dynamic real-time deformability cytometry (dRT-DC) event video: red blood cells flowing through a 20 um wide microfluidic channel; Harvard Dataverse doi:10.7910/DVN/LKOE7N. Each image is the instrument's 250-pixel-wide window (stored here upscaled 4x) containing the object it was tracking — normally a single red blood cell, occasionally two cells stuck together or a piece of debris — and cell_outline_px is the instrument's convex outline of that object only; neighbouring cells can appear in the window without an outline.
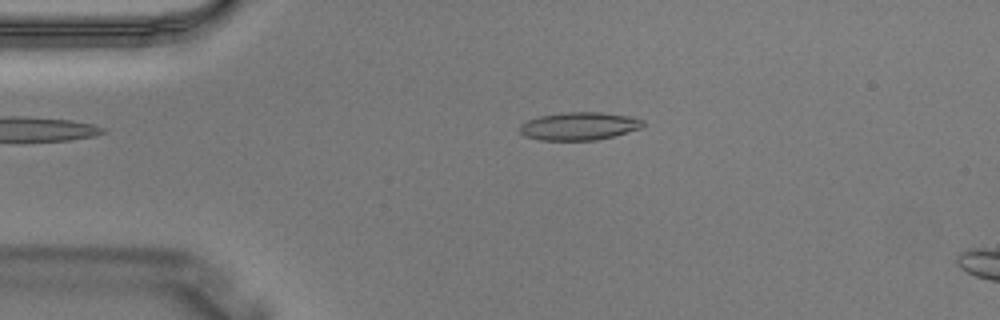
{"species": "Egyptian fruit bat (a non-hibernating species)", "species_latin": "Rousettus aegyptiacus", "temperature_condition": "warm", "stored_images_in_passage": 3, "camera_frame_rate_fps": 3000, "um_per_image_px": 0.085, "animal": {"sex": "male"}, "frame": {"image": 1, "passage_image": 2, "time_ms": 0.333, "image_size_px": [1000, 320], "cell_outline_px": [[644, 124], [640, 128], [612, 136], [596, 140], [540, 140], [524, 136], [520, 132], [520, 124], [528, 120], [540, 116], [564, 112], [600, 112], [628, 116], [644, 120]], "centroid_in_image_um": [49.19, 10.72], "position_along_channel_um": 35.8, "area_um2": 19.88}}